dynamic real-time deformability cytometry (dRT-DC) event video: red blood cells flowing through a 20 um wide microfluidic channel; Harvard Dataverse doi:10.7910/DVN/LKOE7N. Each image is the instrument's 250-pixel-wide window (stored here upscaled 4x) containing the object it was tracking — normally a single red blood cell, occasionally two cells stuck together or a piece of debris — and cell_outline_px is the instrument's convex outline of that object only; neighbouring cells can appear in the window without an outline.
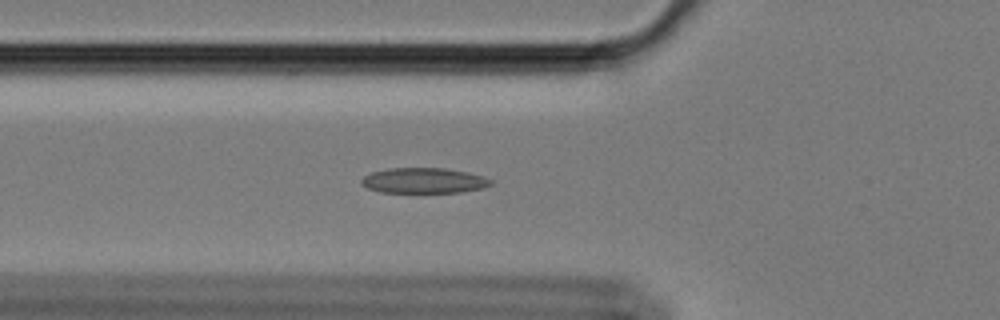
{"species": "Egyptian fruit bat (a non-hibernating species)", "species_latin": "Rousettus aegyptiacus", "temperature_condition": "cold", "stored_images_in_passage": 51, "camera_frame_rate_fps": 3000, "um_per_image_px": 0.085, "animal": {"sex": "female"}, "frame": {"image": 1, "passage_image": 13, "time_ms": 4.0, "image_size_px": [1000, 320], "cell_outline_px": [[492, 184], [484, 188], [460, 192], [380, 192], [368, 188], [360, 184], [360, 180], [364, 176], [372, 172], [388, 168], [444, 168], [468, 172], [484, 176], [492, 180]], "centroid_in_image_um": [36.03, 15.34], "position_along_channel_um": 89.8, "area_um2": 19.19}}
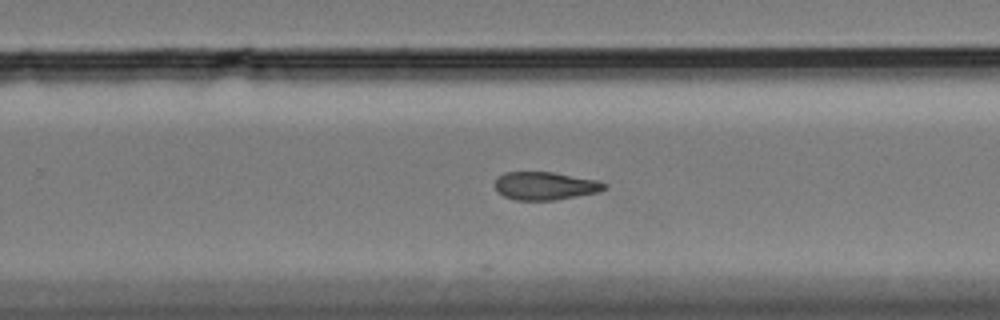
{"frame": {"image": 2, "passage_image": 30, "time_ms": 9.667, "image_size_px": [1000, 320], "cell_outline_px": [[608, 188], [600, 192], [556, 200], [516, 200], [504, 196], [496, 188], [496, 176], [504, 172], [552, 172], [600, 180], [608, 184]], "centroid_in_image_um": [46.41, 15.79], "position_along_channel_um": 283.4, "area_um2": 18.09}}
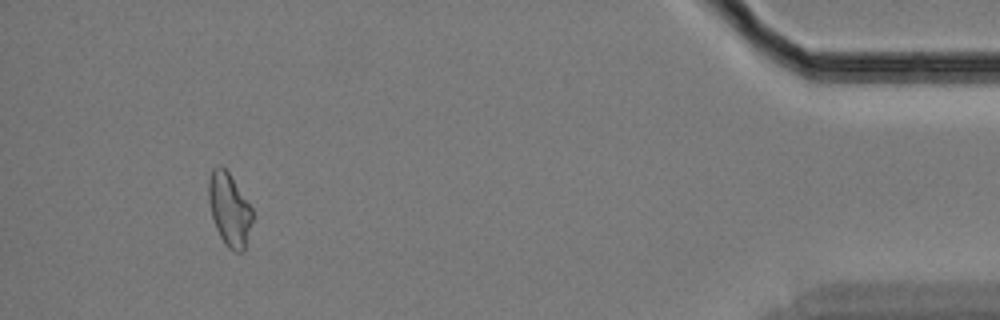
{"frame": {"image": 3, "passage_image": 47, "time_ms": 15.333, "image_size_px": [1000, 320], "cell_outline_px": [[252, 220], [244, 252], [236, 252], [228, 248], [224, 244], [216, 228], [212, 216], [208, 200], [208, 180], [212, 168], [220, 164], [228, 172], [252, 208]], "centroid_in_image_um": [19.47, 17.81], "position_along_channel_um": 415.7, "area_um2": 18.55}, "authors_computed_cell_mechanics": {"area_um2": 18.6116, "velocity_mm_per_s": 3.4147, "shape_relaxation_time_tau1_ms": null, "shape_relaxation_time_tau2_ms": 6.8427, "deformation_change_tau1": null, "deformation_change_tau2": 0.1314}}